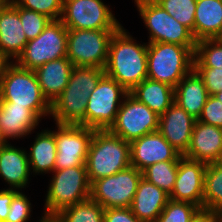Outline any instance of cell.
<instances>
[{"mask_svg": "<svg viewBox=\"0 0 222 222\" xmlns=\"http://www.w3.org/2000/svg\"><path fill=\"white\" fill-rule=\"evenodd\" d=\"M121 25L111 37L105 74L130 92L147 78V46L138 44Z\"/></svg>", "mask_w": 222, "mask_h": 222, "instance_id": "cell-1", "label": "cell"}, {"mask_svg": "<svg viewBox=\"0 0 222 222\" xmlns=\"http://www.w3.org/2000/svg\"><path fill=\"white\" fill-rule=\"evenodd\" d=\"M0 98L13 105L26 106L39 119L49 116L51 104L44 97L34 70L7 62L0 79Z\"/></svg>", "mask_w": 222, "mask_h": 222, "instance_id": "cell-2", "label": "cell"}, {"mask_svg": "<svg viewBox=\"0 0 222 222\" xmlns=\"http://www.w3.org/2000/svg\"><path fill=\"white\" fill-rule=\"evenodd\" d=\"M85 165L90 183L126 169L131 165L130 142L109 130H95Z\"/></svg>", "mask_w": 222, "mask_h": 222, "instance_id": "cell-3", "label": "cell"}, {"mask_svg": "<svg viewBox=\"0 0 222 222\" xmlns=\"http://www.w3.org/2000/svg\"><path fill=\"white\" fill-rule=\"evenodd\" d=\"M195 47L171 43H148L147 78L176 85L194 69Z\"/></svg>", "mask_w": 222, "mask_h": 222, "instance_id": "cell-4", "label": "cell"}, {"mask_svg": "<svg viewBox=\"0 0 222 222\" xmlns=\"http://www.w3.org/2000/svg\"><path fill=\"white\" fill-rule=\"evenodd\" d=\"M45 199L44 217L90 198L91 183L86 166L54 170Z\"/></svg>", "mask_w": 222, "mask_h": 222, "instance_id": "cell-5", "label": "cell"}, {"mask_svg": "<svg viewBox=\"0 0 222 222\" xmlns=\"http://www.w3.org/2000/svg\"><path fill=\"white\" fill-rule=\"evenodd\" d=\"M139 15L148 28L149 42L171 43L195 47L192 31L167 13L154 0H135Z\"/></svg>", "mask_w": 222, "mask_h": 222, "instance_id": "cell-6", "label": "cell"}, {"mask_svg": "<svg viewBox=\"0 0 222 222\" xmlns=\"http://www.w3.org/2000/svg\"><path fill=\"white\" fill-rule=\"evenodd\" d=\"M117 29H67V58L74 66L104 69L111 37Z\"/></svg>", "mask_w": 222, "mask_h": 222, "instance_id": "cell-7", "label": "cell"}, {"mask_svg": "<svg viewBox=\"0 0 222 222\" xmlns=\"http://www.w3.org/2000/svg\"><path fill=\"white\" fill-rule=\"evenodd\" d=\"M67 57V28L61 19L51 20L42 33L29 40L15 63L35 70L52 60Z\"/></svg>", "mask_w": 222, "mask_h": 222, "instance_id": "cell-8", "label": "cell"}, {"mask_svg": "<svg viewBox=\"0 0 222 222\" xmlns=\"http://www.w3.org/2000/svg\"><path fill=\"white\" fill-rule=\"evenodd\" d=\"M128 93L116 80L105 74L88 98L85 127L109 130L116 120L121 99Z\"/></svg>", "mask_w": 222, "mask_h": 222, "instance_id": "cell-9", "label": "cell"}, {"mask_svg": "<svg viewBox=\"0 0 222 222\" xmlns=\"http://www.w3.org/2000/svg\"><path fill=\"white\" fill-rule=\"evenodd\" d=\"M142 172L129 166L91 183L90 198L106 208H128L133 202Z\"/></svg>", "mask_w": 222, "mask_h": 222, "instance_id": "cell-10", "label": "cell"}, {"mask_svg": "<svg viewBox=\"0 0 222 222\" xmlns=\"http://www.w3.org/2000/svg\"><path fill=\"white\" fill-rule=\"evenodd\" d=\"M158 129L159 116L128 93L122 99L116 120L109 131L124 141L132 142Z\"/></svg>", "mask_w": 222, "mask_h": 222, "instance_id": "cell-11", "label": "cell"}, {"mask_svg": "<svg viewBox=\"0 0 222 222\" xmlns=\"http://www.w3.org/2000/svg\"><path fill=\"white\" fill-rule=\"evenodd\" d=\"M61 20L67 29H118L121 24L101 0H63Z\"/></svg>", "mask_w": 222, "mask_h": 222, "instance_id": "cell-12", "label": "cell"}, {"mask_svg": "<svg viewBox=\"0 0 222 222\" xmlns=\"http://www.w3.org/2000/svg\"><path fill=\"white\" fill-rule=\"evenodd\" d=\"M55 142L57 154L54 170L86 166L89 145L94 129L82 125L56 124Z\"/></svg>", "mask_w": 222, "mask_h": 222, "instance_id": "cell-13", "label": "cell"}, {"mask_svg": "<svg viewBox=\"0 0 222 222\" xmlns=\"http://www.w3.org/2000/svg\"><path fill=\"white\" fill-rule=\"evenodd\" d=\"M207 164L182 156L178 163V172L174 189L169 199L191 202L203 209L204 174Z\"/></svg>", "mask_w": 222, "mask_h": 222, "instance_id": "cell-14", "label": "cell"}, {"mask_svg": "<svg viewBox=\"0 0 222 222\" xmlns=\"http://www.w3.org/2000/svg\"><path fill=\"white\" fill-rule=\"evenodd\" d=\"M131 166L143 171L154 163L179 161L182 155L171 146L159 131L148 133L130 142Z\"/></svg>", "mask_w": 222, "mask_h": 222, "instance_id": "cell-15", "label": "cell"}, {"mask_svg": "<svg viewBox=\"0 0 222 222\" xmlns=\"http://www.w3.org/2000/svg\"><path fill=\"white\" fill-rule=\"evenodd\" d=\"M196 120L176 102H173L159 116L158 131L183 156L188 150Z\"/></svg>", "mask_w": 222, "mask_h": 222, "instance_id": "cell-16", "label": "cell"}, {"mask_svg": "<svg viewBox=\"0 0 222 222\" xmlns=\"http://www.w3.org/2000/svg\"><path fill=\"white\" fill-rule=\"evenodd\" d=\"M28 42L18 10L8 1L0 7V56L7 62L17 58Z\"/></svg>", "mask_w": 222, "mask_h": 222, "instance_id": "cell-17", "label": "cell"}, {"mask_svg": "<svg viewBox=\"0 0 222 222\" xmlns=\"http://www.w3.org/2000/svg\"><path fill=\"white\" fill-rule=\"evenodd\" d=\"M222 153V128L195 121L184 157L206 164L216 162Z\"/></svg>", "mask_w": 222, "mask_h": 222, "instance_id": "cell-18", "label": "cell"}, {"mask_svg": "<svg viewBox=\"0 0 222 222\" xmlns=\"http://www.w3.org/2000/svg\"><path fill=\"white\" fill-rule=\"evenodd\" d=\"M168 201L169 194L142 177L130 208L140 221L155 222Z\"/></svg>", "mask_w": 222, "mask_h": 222, "instance_id": "cell-19", "label": "cell"}, {"mask_svg": "<svg viewBox=\"0 0 222 222\" xmlns=\"http://www.w3.org/2000/svg\"><path fill=\"white\" fill-rule=\"evenodd\" d=\"M74 65L67 57L52 60L34 70L41 91L52 102L64 91Z\"/></svg>", "mask_w": 222, "mask_h": 222, "instance_id": "cell-20", "label": "cell"}, {"mask_svg": "<svg viewBox=\"0 0 222 222\" xmlns=\"http://www.w3.org/2000/svg\"><path fill=\"white\" fill-rule=\"evenodd\" d=\"M27 154L9 143L0 147V177L11 189L22 190L29 182L31 170Z\"/></svg>", "mask_w": 222, "mask_h": 222, "instance_id": "cell-21", "label": "cell"}, {"mask_svg": "<svg viewBox=\"0 0 222 222\" xmlns=\"http://www.w3.org/2000/svg\"><path fill=\"white\" fill-rule=\"evenodd\" d=\"M40 119L26 106L0 100V127L6 139H18L31 134Z\"/></svg>", "mask_w": 222, "mask_h": 222, "instance_id": "cell-22", "label": "cell"}, {"mask_svg": "<svg viewBox=\"0 0 222 222\" xmlns=\"http://www.w3.org/2000/svg\"><path fill=\"white\" fill-rule=\"evenodd\" d=\"M208 96L203 79L194 69L174 88V102L195 119L201 115Z\"/></svg>", "mask_w": 222, "mask_h": 222, "instance_id": "cell-23", "label": "cell"}, {"mask_svg": "<svg viewBox=\"0 0 222 222\" xmlns=\"http://www.w3.org/2000/svg\"><path fill=\"white\" fill-rule=\"evenodd\" d=\"M91 93L63 91L51 104L55 124L85 126L87 101Z\"/></svg>", "mask_w": 222, "mask_h": 222, "instance_id": "cell-24", "label": "cell"}, {"mask_svg": "<svg viewBox=\"0 0 222 222\" xmlns=\"http://www.w3.org/2000/svg\"><path fill=\"white\" fill-rule=\"evenodd\" d=\"M222 35V0H197L194 38L219 39Z\"/></svg>", "mask_w": 222, "mask_h": 222, "instance_id": "cell-25", "label": "cell"}, {"mask_svg": "<svg viewBox=\"0 0 222 222\" xmlns=\"http://www.w3.org/2000/svg\"><path fill=\"white\" fill-rule=\"evenodd\" d=\"M129 93L158 116H161L174 102L173 87L149 78L144 79Z\"/></svg>", "mask_w": 222, "mask_h": 222, "instance_id": "cell-26", "label": "cell"}, {"mask_svg": "<svg viewBox=\"0 0 222 222\" xmlns=\"http://www.w3.org/2000/svg\"><path fill=\"white\" fill-rule=\"evenodd\" d=\"M31 146L27 154L30 170L35 174L53 172L57 154L55 134L51 130H43Z\"/></svg>", "mask_w": 222, "mask_h": 222, "instance_id": "cell-27", "label": "cell"}, {"mask_svg": "<svg viewBox=\"0 0 222 222\" xmlns=\"http://www.w3.org/2000/svg\"><path fill=\"white\" fill-rule=\"evenodd\" d=\"M104 208L91 198L59 211L53 218L57 222H104Z\"/></svg>", "mask_w": 222, "mask_h": 222, "instance_id": "cell-28", "label": "cell"}, {"mask_svg": "<svg viewBox=\"0 0 222 222\" xmlns=\"http://www.w3.org/2000/svg\"><path fill=\"white\" fill-rule=\"evenodd\" d=\"M203 209L222 214V167L207 164L204 174Z\"/></svg>", "mask_w": 222, "mask_h": 222, "instance_id": "cell-29", "label": "cell"}, {"mask_svg": "<svg viewBox=\"0 0 222 222\" xmlns=\"http://www.w3.org/2000/svg\"><path fill=\"white\" fill-rule=\"evenodd\" d=\"M178 163L179 161L154 163L142 171V177L170 195L174 189Z\"/></svg>", "mask_w": 222, "mask_h": 222, "instance_id": "cell-30", "label": "cell"}, {"mask_svg": "<svg viewBox=\"0 0 222 222\" xmlns=\"http://www.w3.org/2000/svg\"><path fill=\"white\" fill-rule=\"evenodd\" d=\"M104 75L102 68L74 66L64 91L91 93Z\"/></svg>", "mask_w": 222, "mask_h": 222, "instance_id": "cell-31", "label": "cell"}, {"mask_svg": "<svg viewBox=\"0 0 222 222\" xmlns=\"http://www.w3.org/2000/svg\"><path fill=\"white\" fill-rule=\"evenodd\" d=\"M194 67L222 68V41L220 39L198 41L194 51Z\"/></svg>", "mask_w": 222, "mask_h": 222, "instance_id": "cell-32", "label": "cell"}, {"mask_svg": "<svg viewBox=\"0 0 222 222\" xmlns=\"http://www.w3.org/2000/svg\"><path fill=\"white\" fill-rule=\"evenodd\" d=\"M168 14L189 28L194 36L195 10L197 0H154Z\"/></svg>", "mask_w": 222, "mask_h": 222, "instance_id": "cell-33", "label": "cell"}, {"mask_svg": "<svg viewBox=\"0 0 222 222\" xmlns=\"http://www.w3.org/2000/svg\"><path fill=\"white\" fill-rule=\"evenodd\" d=\"M200 209L191 202L169 199L155 222H190Z\"/></svg>", "mask_w": 222, "mask_h": 222, "instance_id": "cell-34", "label": "cell"}, {"mask_svg": "<svg viewBox=\"0 0 222 222\" xmlns=\"http://www.w3.org/2000/svg\"><path fill=\"white\" fill-rule=\"evenodd\" d=\"M9 2L18 10L23 31L27 40L38 37L52 20L44 14L20 7L14 0Z\"/></svg>", "mask_w": 222, "mask_h": 222, "instance_id": "cell-35", "label": "cell"}, {"mask_svg": "<svg viewBox=\"0 0 222 222\" xmlns=\"http://www.w3.org/2000/svg\"><path fill=\"white\" fill-rule=\"evenodd\" d=\"M20 7L46 15L52 20L61 19L63 0H14Z\"/></svg>", "mask_w": 222, "mask_h": 222, "instance_id": "cell-36", "label": "cell"}, {"mask_svg": "<svg viewBox=\"0 0 222 222\" xmlns=\"http://www.w3.org/2000/svg\"><path fill=\"white\" fill-rule=\"evenodd\" d=\"M31 207L27 196L19 192L10 204V210L5 222H27L31 217Z\"/></svg>", "mask_w": 222, "mask_h": 222, "instance_id": "cell-37", "label": "cell"}, {"mask_svg": "<svg viewBox=\"0 0 222 222\" xmlns=\"http://www.w3.org/2000/svg\"><path fill=\"white\" fill-rule=\"evenodd\" d=\"M197 121L222 128V102L209 95Z\"/></svg>", "mask_w": 222, "mask_h": 222, "instance_id": "cell-38", "label": "cell"}, {"mask_svg": "<svg viewBox=\"0 0 222 222\" xmlns=\"http://www.w3.org/2000/svg\"><path fill=\"white\" fill-rule=\"evenodd\" d=\"M194 70L203 79L208 95L222 91V68L194 67Z\"/></svg>", "mask_w": 222, "mask_h": 222, "instance_id": "cell-39", "label": "cell"}, {"mask_svg": "<svg viewBox=\"0 0 222 222\" xmlns=\"http://www.w3.org/2000/svg\"><path fill=\"white\" fill-rule=\"evenodd\" d=\"M104 222H143L140 221L128 208H106L104 210Z\"/></svg>", "mask_w": 222, "mask_h": 222, "instance_id": "cell-40", "label": "cell"}, {"mask_svg": "<svg viewBox=\"0 0 222 222\" xmlns=\"http://www.w3.org/2000/svg\"><path fill=\"white\" fill-rule=\"evenodd\" d=\"M18 189L0 190V222H5L10 210V204L13 198L19 193Z\"/></svg>", "mask_w": 222, "mask_h": 222, "instance_id": "cell-41", "label": "cell"}, {"mask_svg": "<svg viewBox=\"0 0 222 222\" xmlns=\"http://www.w3.org/2000/svg\"><path fill=\"white\" fill-rule=\"evenodd\" d=\"M190 222H222V214L210 210L200 209Z\"/></svg>", "mask_w": 222, "mask_h": 222, "instance_id": "cell-42", "label": "cell"}, {"mask_svg": "<svg viewBox=\"0 0 222 222\" xmlns=\"http://www.w3.org/2000/svg\"><path fill=\"white\" fill-rule=\"evenodd\" d=\"M8 144L6 137L3 135L2 129L0 127V147Z\"/></svg>", "mask_w": 222, "mask_h": 222, "instance_id": "cell-43", "label": "cell"}, {"mask_svg": "<svg viewBox=\"0 0 222 222\" xmlns=\"http://www.w3.org/2000/svg\"><path fill=\"white\" fill-rule=\"evenodd\" d=\"M40 222H57L53 217L41 216Z\"/></svg>", "mask_w": 222, "mask_h": 222, "instance_id": "cell-44", "label": "cell"}, {"mask_svg": "<svg viewBox=\"0 0 222 222\" xmlns=\"http://www.w3.org/2000/svg\"><path fill=\"white\" fill-rule=\"evenodd\" d=\"M6 63L7 61L2 56H0V79H1V73H2L3 67Z\"/></svg>", "mask_w": 222, "mask_h": 222, "instance_id": "cell-45", "label": "cell"}, {"mask_svg": "<svg viewBox=\"0 0 222 222\" xmlns=\"http://www.w3.org/2000/svg\"><path fill=\"white\" fill-rule=\"evenodd\" d=\"M214 96L222 102V91L217 92Z\"/></svg>", "mask_w": 222, "mask_h": 222, "instance_id": "cell-46", "label": "cell"}, {"mask_svg": "<svg viewBox=\"0 0 222 222\" xmlns=\"http://www.w3.org/2000/svg\"><path fill=\"white\" fill-rule=\"evenodd\" d=\"M216 163L222 167V153L220 154L218 160L216 161Z\"/></svg>", "mask_w": 222, "mask_h": 222, "instance_id": "cell-47", "label": "cell"}, {"mask_svg": "<svg viewBox=\"0 0 222 222\" xmlns=\"http://www.w3.org/2000/svg\"><path fill=\"white\" fill-rule=\"evenodd\" d=\"M9 0H0V7L6 4Z\"/></svg>", "mask_w": 222, "mask_h": 222, "instance_id": "cell-48", "label": "cell"}]
</instances>
